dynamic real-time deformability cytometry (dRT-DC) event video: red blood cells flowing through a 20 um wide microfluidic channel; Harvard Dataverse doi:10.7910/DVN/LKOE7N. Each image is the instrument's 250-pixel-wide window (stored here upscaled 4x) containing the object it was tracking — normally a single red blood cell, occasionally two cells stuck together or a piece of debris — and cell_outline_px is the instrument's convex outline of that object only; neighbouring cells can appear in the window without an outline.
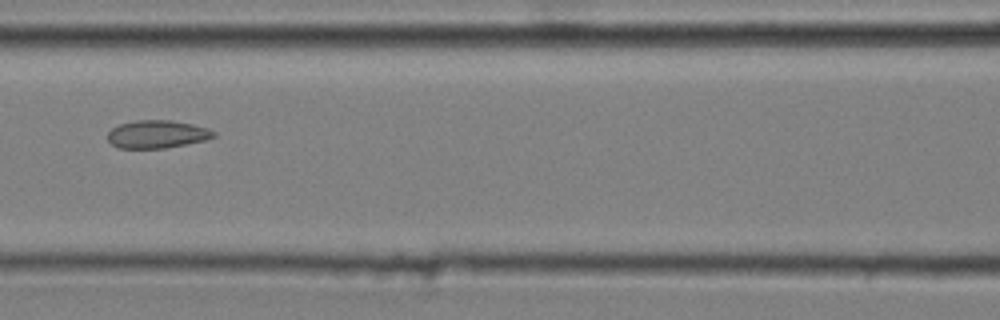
{"species": "common noctule bat (a hibernating species)", "species_latin": "Nyctalus noctula", "temperature_condition": "cold", "stored_images_in_passage": 10, "camera_frame_rate_fps": 3000, "um_per_image_px": 0.085, "animal": {"sex": "male", "body_mass_g": 20.4}, "frame": {"image": 1, "passage_image": 4, "time_ms": 1.0, "image_size_px": [1000, 320], "cell_outline_px": [[216, 136], [204, 140], [164, 148], [120, 148], [112, 144], [108, 140], [108, 132], [112, 128], [120, 124], [136, 120], [168, 120], [192, 124], [208, 128], [216, 132]], "centroid_in_image_um": [13.35, 11.4], "position_along_channel_um": 153.3, "area_um2": 17.05}}
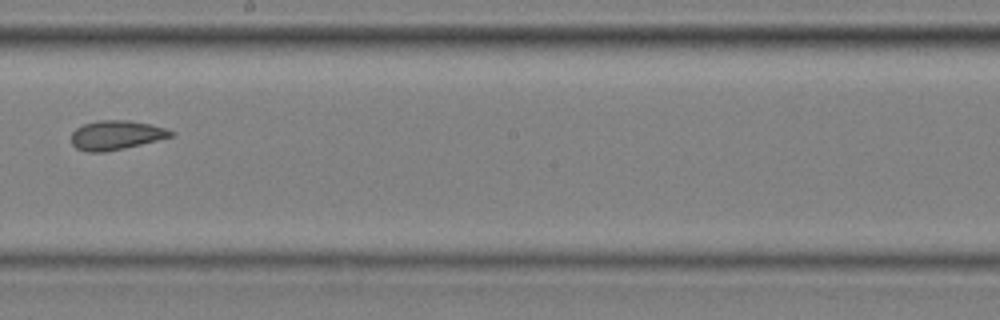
{"frame": {"image": 2, "passage_image": 6, "time_ms": 1.667, "image_size_px": [1000, 320], "cell_outline_px": [[176, 132], [172, 136], [124, 148], [104, 152], [88, 152], [76, 148], [72, 144], [72, 132], [76, 128], [84, 124], [100, 120], [128, 120], [148, 124], [164, 128]], "centroid_in_image_um": [9.84, 11.48], "position_along_channel_um": 238.4, "area_um2": 16.7}}
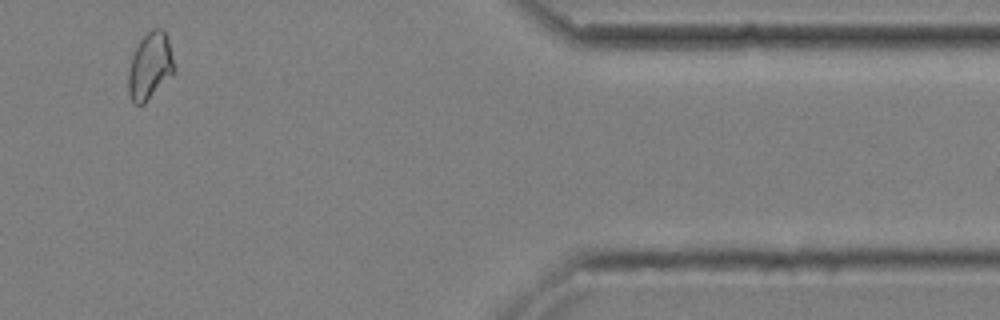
{"frame": {"image": 3, "passage_image": 10, "time_ms": 3.0, "image_size_px": [1000, 320], "cell_outline_px": [[176, 68], [144, 104], [132, 104], [128, 92], [128, 72], [132, 56], [140, 40], [152, 28], [164, 28], [168, 36]], "centroid_in_image_um": [12.75, 5.58], "position_along_channel_um": 398.7, "area_um2": 17.8}}